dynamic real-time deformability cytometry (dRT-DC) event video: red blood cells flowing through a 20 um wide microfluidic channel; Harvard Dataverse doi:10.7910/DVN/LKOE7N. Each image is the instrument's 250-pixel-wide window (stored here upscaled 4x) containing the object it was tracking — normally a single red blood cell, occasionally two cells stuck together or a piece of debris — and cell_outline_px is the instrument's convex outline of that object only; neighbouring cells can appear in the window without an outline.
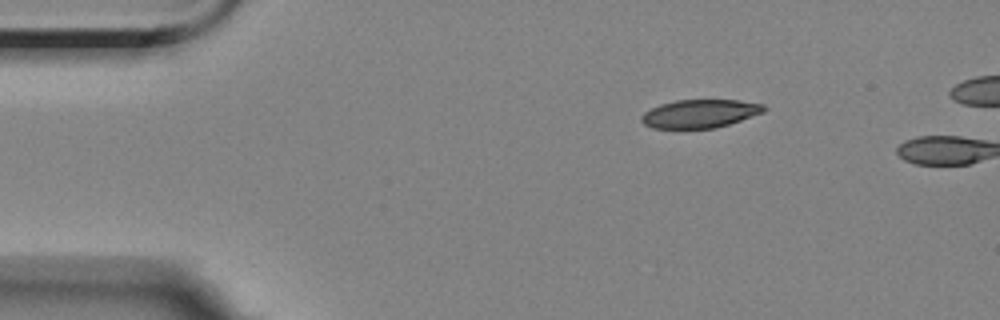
{"species": "Egyptian fruit bat (a non-hibernating species)", "species_latin": "Rousettus aegyptiacus", "temperature_condition": "room temperature", "stored_images_in_passage": 5, "camera_frame_rate_fps": 3000, "um_per_image_px": 0.085, "animal": {"sex": "female"}, "frame": {"image": 1, "passage_image": 5, "time_ms": 6.667, "image_size_px": [1000, 320], "cell_outline_px": [[768, 108], [764, 112], [716, 128], [652, 128], [644, 124], [640, 120], [640, 116], [644, 112], [660, 104], [676, 100], [740, 100], [764, 104]], "centroid_in_image_um": [59.49, 9.65], "position_along_channel_um": 25.5, "area_um2": 20.23}}